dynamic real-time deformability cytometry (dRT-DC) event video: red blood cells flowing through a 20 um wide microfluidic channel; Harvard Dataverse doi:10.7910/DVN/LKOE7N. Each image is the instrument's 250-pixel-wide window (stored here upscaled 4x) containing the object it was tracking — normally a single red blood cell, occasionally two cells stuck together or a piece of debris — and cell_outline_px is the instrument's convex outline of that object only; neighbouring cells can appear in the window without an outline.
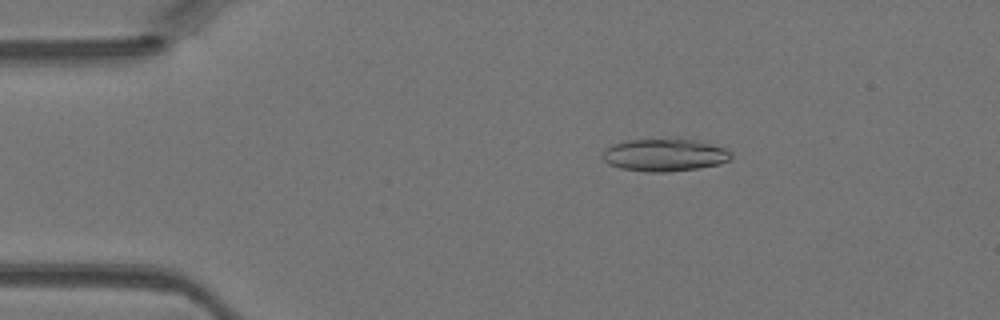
{"species": "Egyptian fruit bat (a non-hibernating species)", "species_latin": "Rousettus aegyptiacus", "temperature_condition": "warm", "stored_images_in_passage": 45, "camera_frame_rate_fps": 3000, "um_per_image_px": 0.085, "animal": {"sex": "female"}, "frame": {"image": 1, "passage_image": 8, "time_ms": 2.333, "image_size_px": [1000, 320], "cell_outline_px": [[732, 160], [720, 164], [696, 168], [668, 172], [648, 172], [620, 168], [608, 164], [600, 156], [604, 148], [612, 144], [632, 140], [676, 136], [680, 136], [696, 140], [724, 148], [732, 152]], "centroid_in_image_um": [56.49, 13.14], "position_along_channel_um": 28.5, "area_um2": 25.2}}
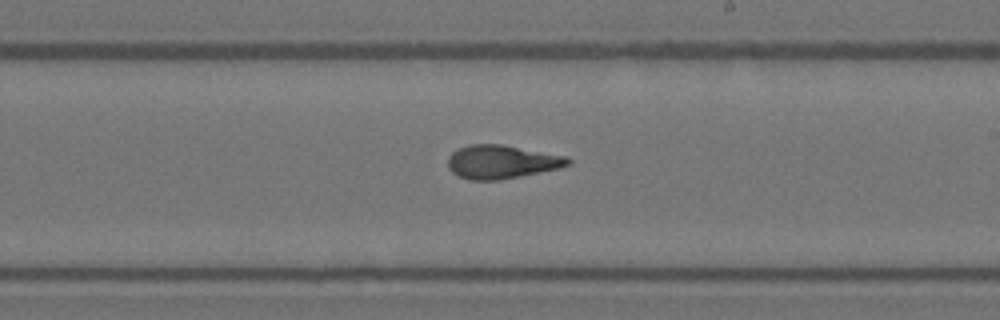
{"frame": {"image": 2, "passage_image": 26, "time_ms": 8.333, "image_size_px": [1000, 320], "cell_outline_px": [[572, 160], [568, 164], [560, 168], [496, 180], [468, 180], [452, 172], [448, 168], [448, 156], [452, 152], [460, 148], [472, 144], [500, 144], [568, 156]], "centroid_in_image_um": [42.63, 13.75], "position_along_channel_um": 246.4, "area_um2": 23.24}}
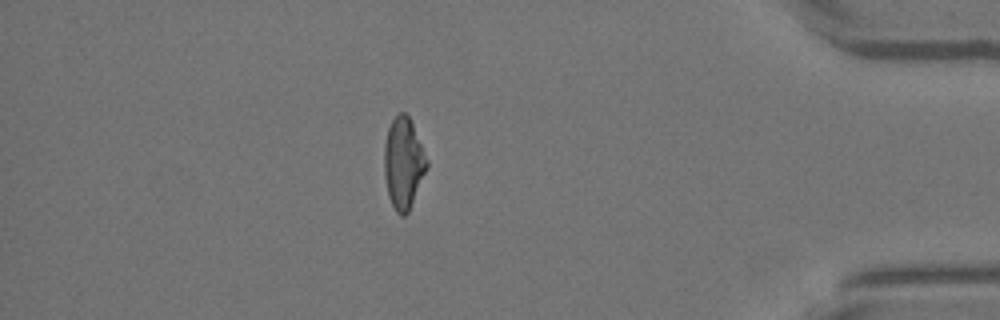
{"frame": {"image": 3, "passage_image": 39, "time_ms": 12.667, "image_size_px": [1000, 320], "cell_outline_px": [[428, 164], [408, 212], [404, 216], [400, 216], [396, 212], [388, 196], [384, 176], [384, 144], [388, 128], [392, 120], [400, 112], [404, 112], [408, 116], [412, 124], [428, 160]], "centroid_in_image_um": [34.26, 13.87], "position_along_channel_um": 400.9, "area_um2": 22.31}}